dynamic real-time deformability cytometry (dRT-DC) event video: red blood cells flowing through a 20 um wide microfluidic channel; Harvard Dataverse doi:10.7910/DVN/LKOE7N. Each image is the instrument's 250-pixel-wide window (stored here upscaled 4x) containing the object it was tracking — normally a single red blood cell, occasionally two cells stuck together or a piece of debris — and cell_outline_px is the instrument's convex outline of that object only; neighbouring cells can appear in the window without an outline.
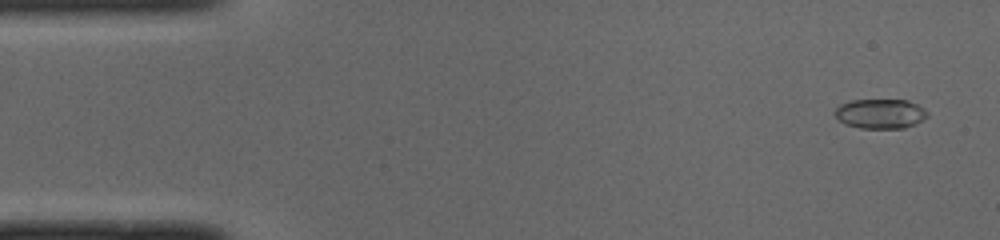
{"species": "common noctule bat (a hibernating species)", "species_latin": "Nyctalus noctula", "temperature_condition": "cold", "stored_images_in_passage": 51, "camera_frame_rate_fps": 3000, "um_per_image_px": 0.085, "animal": {"sex": "male", "body_mass_g": 19.0, "forearm_length_mm": 50.8}, "frame": {"image": 1, "passage_image": 3, "time_ms": 0.667, "image_size_px": [1000, 240], "cell_outline_px": [[928, 116], [916, 124], [904, 128], [860, 128], [844, 124], [832, 112], [840, 104], [852, 100], [908, 100], [924, 108], [928, 112]], "centroid_in_image_um": [74.83, 9.67], "position_along_channel_um": 10.2, "area_um2": 16.07}}
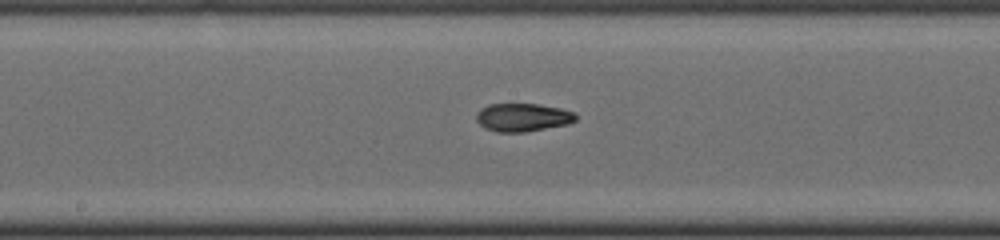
{"frame": {"image": 2, "passage_image": 26, "time_ms": 8.333, "image_size_px": [1000, 240], "cell_outline_px": [[576, 120], [568, 124], [524, 132], [496, 132], [484, 128], [476, 120], [476, 112], [480, 108], [488, 104], [540, 104], [560, 108], [576, 112]], "centroid_in_image_um": [44.41, 9.97], "position_along_channel_um": 203.8, "area_um2": 16.47}}
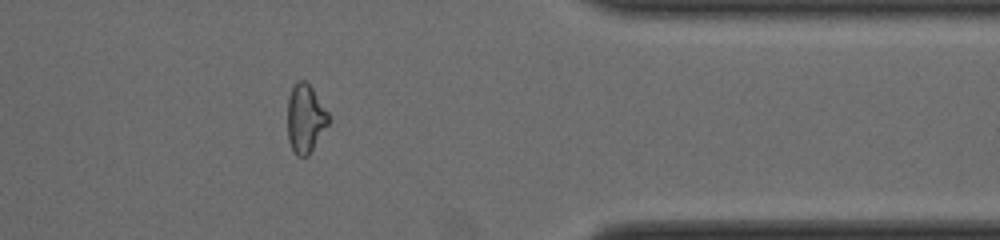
{"frame": {"image": 3, "passage_image": 41, "time_ms": 13.333, "image_size_px": [1000, 240], "cell_outline_px": [[328, 124], [308, 156], [296, 156], [288, 140], [288, 96], [296, 80], [304, 80], [312, 88], [328, 112]], "centroid_in_image_um": [25.94, 10.07], "position_along_channel_um": 385.5, "area_um2": 16.18}, "authors_computed_cell_mechanics": {"area_um2": 16.4152, "velocity_mm_per_s": 4.004, "shape_relaxation_time_tau1_ms": 9.6735, "shape_relaxation_time_tau2_ms": 2.5543, "deformation_change_tau1": 0.2433, "deformation_change_tau2": 0.0868}}